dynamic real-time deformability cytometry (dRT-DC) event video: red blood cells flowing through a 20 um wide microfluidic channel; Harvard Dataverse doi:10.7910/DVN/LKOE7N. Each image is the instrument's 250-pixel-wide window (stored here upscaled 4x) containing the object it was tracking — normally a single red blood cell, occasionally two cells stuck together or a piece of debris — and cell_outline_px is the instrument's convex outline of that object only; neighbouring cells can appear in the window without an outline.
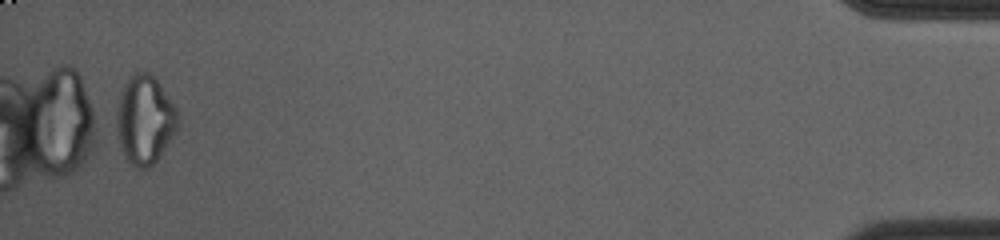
{"species": "common noctule bat (a hibernating species)", "species_latin": "Nyctalus noctula", "temperature_condition": "cold", "stored_images_in_passage": 37, "camera_frame_rate_fps": 3000, "um_per_image_px": 0.085, "animal": {"sex": "female", "body_mass_g": 23.0, "forearm_length_mm": 53.4}, "frame": {"image": 1, "passage_image": 37, "time_ms": 12.0, "image_size_px": [1000, 240], "cell_outline_px": [[180, 120], [176, 132], [156, 160], [148, 168], [136, 168], [124, 156], [116, 132], [116, 112], [120, 96], [128, 76], [136, 72], [148, 72], [156, 80], [176, 108], [180, 116]], "centroid_in_image_um": [12.31, 10.19], "position_along_channel_um": 422.9, "area_um2": 31.44}, "authors_computed_cell_mechanics": {"area_um2": 23.5246, "velocity_mm_per_s": 3.788, "shape_relaxation_time_tau1_ms": null, "shape_relaxation_time_tau2_ms": 3.7383, "deformation_change_tau1": null, "deformation_change_tau2": 0.0912}}